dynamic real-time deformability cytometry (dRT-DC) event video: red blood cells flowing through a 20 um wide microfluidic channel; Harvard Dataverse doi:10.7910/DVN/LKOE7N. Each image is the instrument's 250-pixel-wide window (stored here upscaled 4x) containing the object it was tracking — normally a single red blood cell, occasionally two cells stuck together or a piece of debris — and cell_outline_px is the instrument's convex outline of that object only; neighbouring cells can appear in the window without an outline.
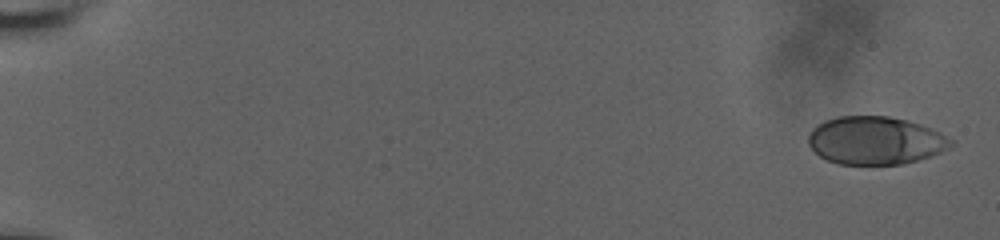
{"species": "human", "species_latin": "Homo sapiens", "temperature_condition": "room temperature", "stored_images_in_passage": 20, "camera_frame_rate_fps": 3000, "um_per_image_px": 0.085, "donor": {"sex": "male"}, "frame": {"image": 1, "passage_image": 1, "time_ms": 0.0, "image_size_px": [1000, 240], "cell_outline_px": [[952, 148], [932, 156], [904, 164], [836, 164], [820, 156], [808, 144], [808, 136], [812, 128], [816, 124], [824, 120], [836, 116], [888, 116], [908, 120], [932, 128], [940, 132], [952, 140]], "centroid_in_image_um": [74.42, 11.94], "position_along_channel_um": 10.6, "area_um2": 40.23}}
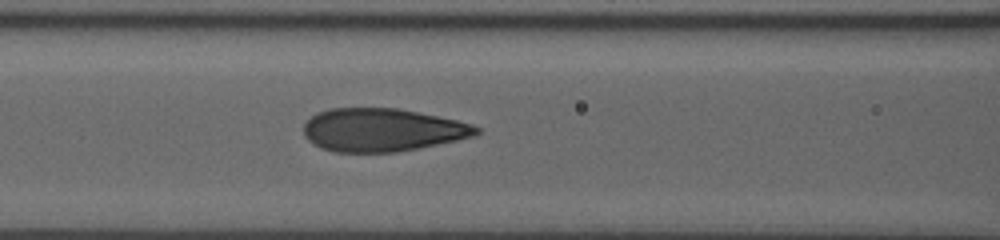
{"frame": {"image": 2, "passage_image": 12, "time_ms": 8.667, "image_size_px": [1000, 240], "cell_outline_px": [[480, 132], [472, 136], [456, 140], [396, 152], [336, 152], [320, 148], [308, 140], [304, 136], [304, 124], [316, 112], [328, 108], [396, 108], [456, 120], [472, 124], [480, 128]], "centroid_in_image_um": [32.43, 11.04], "position_along_channel_um": 134.2, "area_um2": 43.06}}
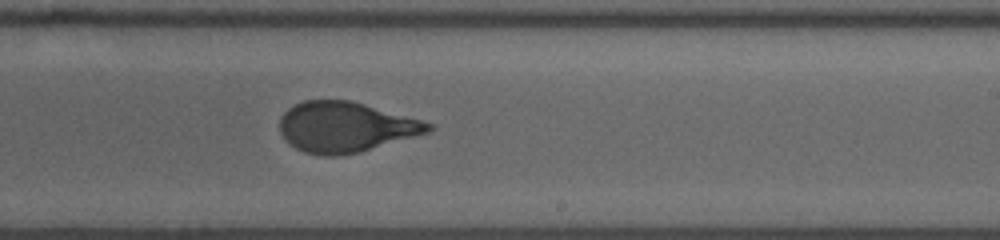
{"frame": {"image": 3, "passage_image": 20, "time_ms": 12.0, "image_size_px": [1000, 240], "cell_outline_px": [[432, 128], [428, 132], [360, 152], [340, 156], [324, 156], [304, 152], [288, 144], [280, 132], [280, 116], [288, 108], [304, 100], [348, 100], [364, 104], [420, 120], [432, 124]], "centroid_in_image_um": [29.3, 10.81], "position_along_channel_um": 259.7, "area_um2": 43.18}}